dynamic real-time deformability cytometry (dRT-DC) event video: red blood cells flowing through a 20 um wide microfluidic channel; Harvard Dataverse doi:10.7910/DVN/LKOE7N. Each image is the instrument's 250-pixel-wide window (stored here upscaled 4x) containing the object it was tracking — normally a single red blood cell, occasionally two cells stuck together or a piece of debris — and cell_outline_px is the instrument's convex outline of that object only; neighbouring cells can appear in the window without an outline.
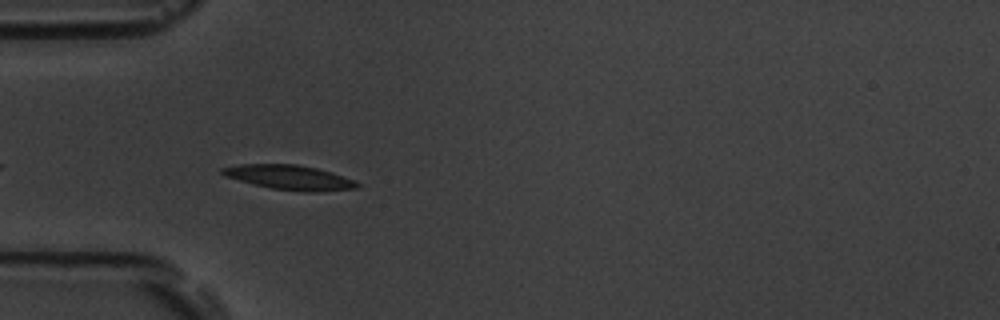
{"species": "common noctule bat (a hibernating species)", "species_latin": "Nyctalus noctula", "temperature_condition": "room temperature", "stored_images_in_passage": 33, "camera_frame_rate_fps": 3000, "um_per_image_px": 0.085, "animal": {"sex": "male", "body_mass_g": 19.5, "forearm_length_mm": 54.6}, "frame": {"image": 1, "passage_image": 3, "time_ms": 0.667, "image_size_px": [1000, 320], "cell_outline_px": [[360, 188], [312, 192], [304, 192], [272, 188], [252, 184], [224, 176], [220, 172], [220, 168], [240, 164], [296, 164], [316, 168], [332, 172], [356, 180], [360, 184]], "centroid_in_image_um": [24.63, 15.08], "position_along_channel_um": 60.4, "area_um2": 19.48}}
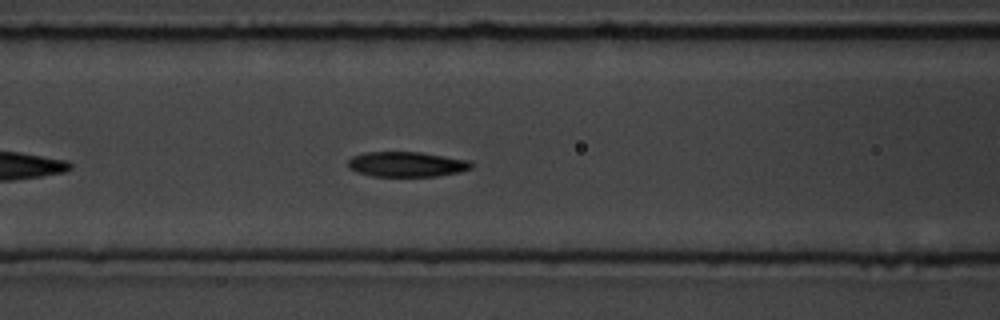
{"frame": {"image": 2, "passage_image": 9, "time_ms": 2.667, "image_size_px": [1000, 320], "cell_outline_px": [[472, 168], [460, 172], [436, 176], [372, 176], [356, 172], [348, 168], [348, 160], [352, 156], [364, 152], [420, 152], [468, 160], [472, 164]], "centroid_in_image_um": [34.53, 13.96], "position_along_channel_um": 132.1, "area_um2": 18.03}}
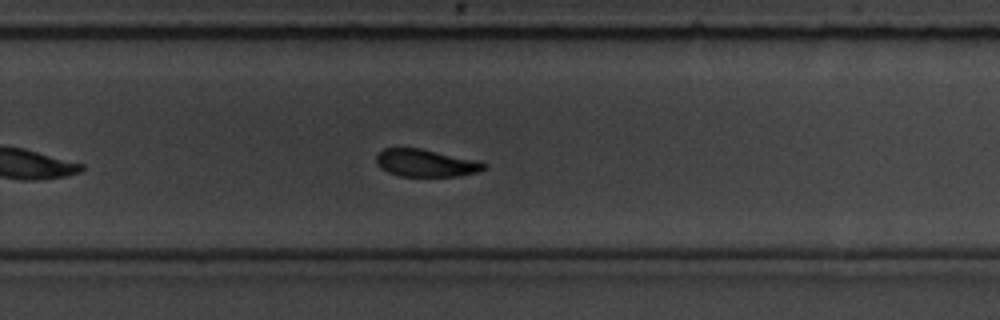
{"frame": {"image": 3, "passage_image": 22, "time_ms": 7.0, "image_size_px": [1000, 320], "cell_outline_px": [[488, 168], [480, 172], [456, 176], [400, 176], [388, 172], [380, 168], [376, 164], [376, 152], [384, 148], [420, 148], [480, 160], [488, 164]], "centroid_in_image_um": [36.23, 13.85], "position_along_channel_um": 293.6, "area_um2": 17.63}, "authors_computed_cell_mechanics": {"area_um2": 18.3226, "velocity_mm_per_s": 3.7332, "shape_relaxation_time_tau1_ms": 2.4126, "shape_relaxation_time_tau2_ms": 9.4464, "deformation_change_tau1": 0.1125, "deformation_change_tau2": 0.1549}}